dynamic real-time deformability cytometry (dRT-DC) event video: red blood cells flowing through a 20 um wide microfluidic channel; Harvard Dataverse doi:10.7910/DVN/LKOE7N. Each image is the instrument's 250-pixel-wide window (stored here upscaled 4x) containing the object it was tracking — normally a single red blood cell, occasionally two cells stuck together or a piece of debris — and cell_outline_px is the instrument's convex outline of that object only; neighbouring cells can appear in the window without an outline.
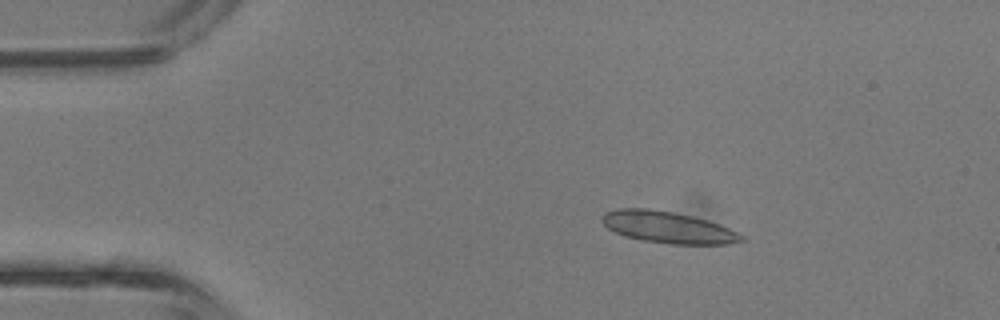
{"species": "common noctule bat (a hibernating species)", "species_latin": "Nyctalus noctula", "temperature_condition": "room temperature", "stored_images_in_passage": 2, "camera_frame_rate_fps": 3000, "um_per_image_px": 0.085, "animal": {"sex": "male", "body_mass_g": 13.3}, "frame": {"image": 1, "passage_image": 2, "time_ms": 0.333, "image_size_px": [1000, 320], "cell_outline_px": [[748, 240], [728, 244], [672, 244], [644, 240], [624, 236], [608, 228], [600, 220], [600, 216], [604, 212], [616, 208], [648, 208], [672, 212], [692, 216], [708, 220], [748, 236]], "centroid_in_image_um": [56.79, 19.32], "position_along_channel_um": 28.2, "area_um2": 25.89}}